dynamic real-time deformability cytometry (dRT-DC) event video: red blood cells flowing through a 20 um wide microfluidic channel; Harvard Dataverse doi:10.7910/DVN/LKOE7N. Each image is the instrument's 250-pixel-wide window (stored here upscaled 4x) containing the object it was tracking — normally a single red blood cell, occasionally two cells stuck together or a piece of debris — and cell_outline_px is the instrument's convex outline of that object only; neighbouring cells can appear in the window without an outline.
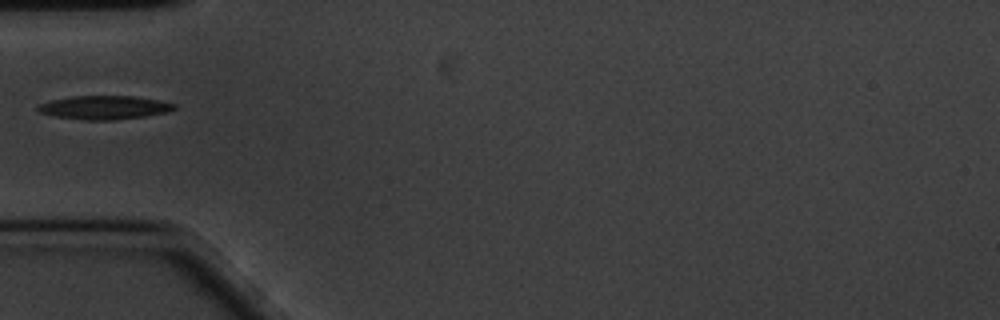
{"species": "common noctule bat (a hibernating species)", "species_latin": "Nyctalus noctula", "temperature_condition": "cold", "stored_images_in_passage": 41, "camera_frame_rate_fps": 3000, "um_per_image_px": 0.085, "animal": {"sex": "male", "body_mass_g": 20.1, "forearm_length_mm": 53.5}, "frame": {"image": 1, "passage_image": 1, "time_ms": 0.0, "image_size_px": [1000, 320], "cell_outline_px": [[176, 108], [168, 112], [144, 116], [112, 120], [88, 120], [56, 116], [40, 112], [36, 108], [36, 104], [52, 100], [72, 96], [132, 96], [160, 100], [176, 104]], "centroid_in_image_um": [8.87, 9.13], "position_along_channel_um": 76.1, "area_um2": 18.67}}
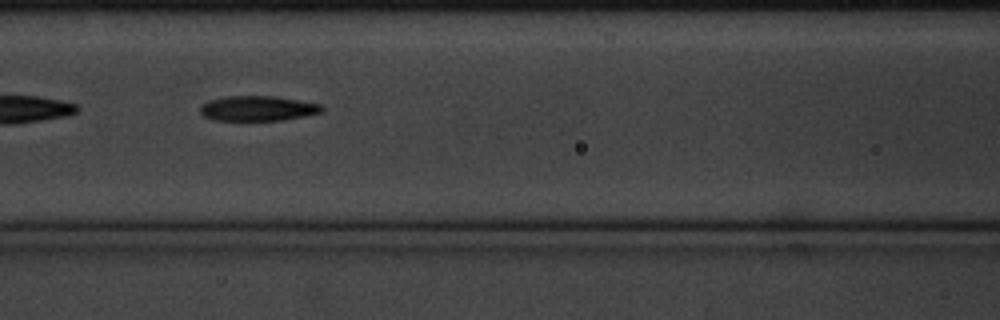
{"frame": {"image": 2, "passage_image": 7, "time_ms": 2.0, "image_size_px": [1000, 320], "cell_outline_px": [[324, 112], [304, 116], [280, 120], [216, 120], [204, 116], [200, 112], [200, 104], [208, 100], [224, 96], [272, 96], [320, 104], [324, 108]], "centroid_in_image_um": [21.88, 9.21], "position_along_channel_um": 144.7, "area_um2": 17.69}}
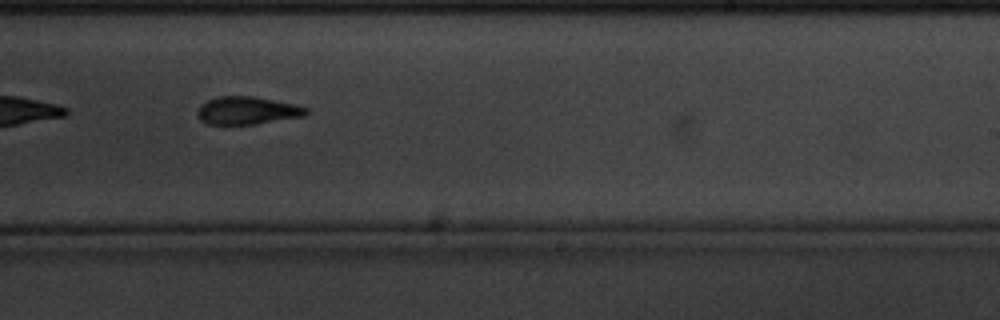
{"frame": {"image": 3, "passage_image": 18, "time_ms": 5.667, "image_size_px": [1000, 320], "cell_outline_px": [[308, 112], [304, 116], [252, 124], [204, 124], [200, 120], [196, 112], [200, 104], [216, 96], [252, 96], [292, 104], [308, 108]], "centroid_in_image_um": [20.94, 9.39], "position_along_channel_um": 268.1, "area_um2": 17.46}}